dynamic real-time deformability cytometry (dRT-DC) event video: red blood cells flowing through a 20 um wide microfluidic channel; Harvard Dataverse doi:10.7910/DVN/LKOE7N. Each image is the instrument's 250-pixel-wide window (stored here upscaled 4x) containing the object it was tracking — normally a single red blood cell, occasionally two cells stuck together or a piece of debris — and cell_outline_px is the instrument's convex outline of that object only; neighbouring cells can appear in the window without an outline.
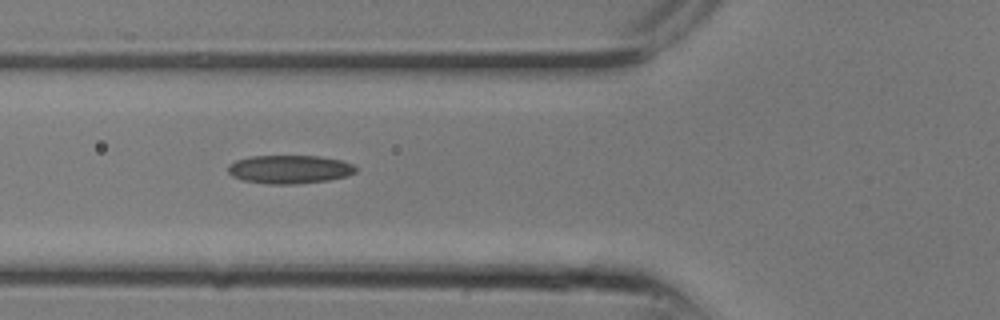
{"species": "common noctule bat (a hibernating species)", "species_latin": "Nyctalus noctula", "temperature_condition": "room temperature", "stored_images_in_passage": 21, "segment_of_instrument_passage": [1, 2], "camera_frame_rate_fps": 3000, "um_per_image_px": 0.085, "animal": {"sex": "male", "body_mass_g": 13.3}, "frame": {"image": 1, "passage_image": 5, "time_ms": 1.333, "image_size_px": [1000, 320], "cell_outline_px": [[356, 172], [348, 176], [328, 180], [296, 184], [268, 184], [244, 180], [232, 176], [228, 172], [228, 164], [236, 160], [252, 156], [320, 156], [340, 160], [352, 164], [356, 168]], "centroid_in_image_um": [24.61, 14.39], "position_along_channel_um": 101.2, "area_um2": 21.15}}
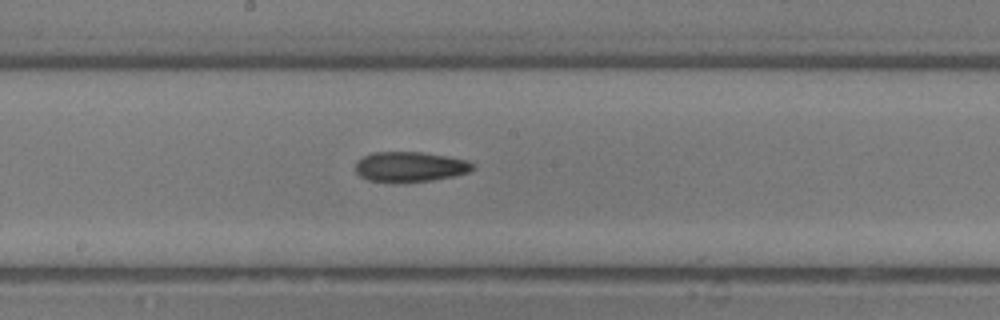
{"frame": {"image": 2, "passage_image": 9, "time_ms": 2.667, "image_size_px": [1000, 320], "cell_outline_px": [[476, 168], [468, 172], [452, 176], [432, 180], [368, 180], [360, 176], [356, 172], [356, 164], [364, 156], [372, 152], [424, 152], [448, 156], [468, 160], [476, 164]], "centroid_in_image_um": [34.93, 14.13], "position_along_channel_um": 213.3, "area_um2": 20.06}}
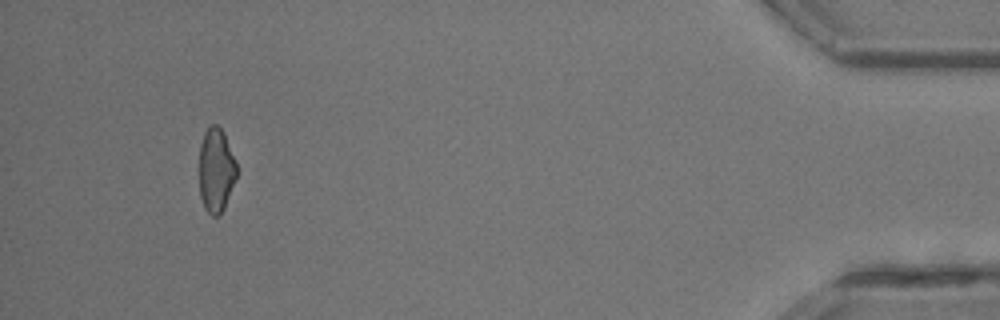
{"frame": {"image": 3, "passage_image": 19, "time_ms": 6.0, "image_size_px": [1000, 320], "cell_outline_px": [[236, 176], [224, 208], [216, 216], [212, 216], [204, 208], [200, 196], [200, 144], [204, 132], [212, 124], [216, 124], [224, 132], [236, 160]], "centroid_in_image_um": [18.36, 14.44], "position_along_channel_um": 416.8, "area_um2": 18.21}}